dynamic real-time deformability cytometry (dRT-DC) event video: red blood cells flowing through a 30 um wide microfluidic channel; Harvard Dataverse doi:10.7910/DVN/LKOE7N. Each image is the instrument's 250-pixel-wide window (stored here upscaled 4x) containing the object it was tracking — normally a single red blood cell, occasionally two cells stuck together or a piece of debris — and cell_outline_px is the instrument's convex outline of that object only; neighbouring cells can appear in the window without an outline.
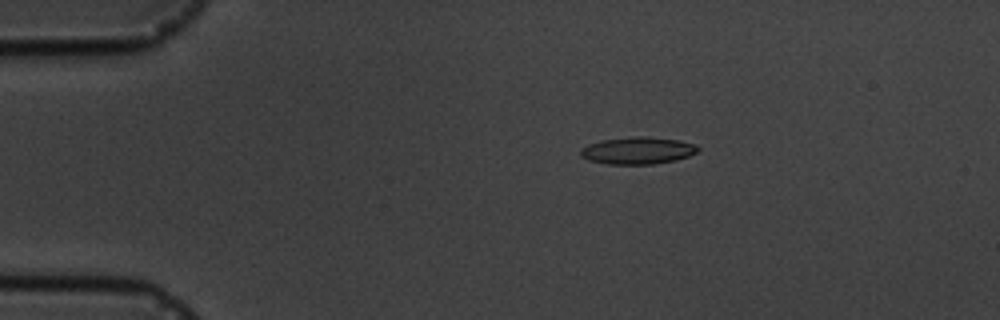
{"species": "common noctule bat (a hibernating species)", "species_latin": "Nyctalus noctula", "temperature_condition": "cold", "stored_images_in_passage": 4, "camera_frame_rate_fps": 3000, "um_per_image_px": 0.085, "animal": {"sex": "male", "body_mass_g": 19.5, "forearm_length_mm": 54.6}, "frame": {"image": 1, "passage_image": 2, "time_ms": 1.0, "image_size_px": [1000, 320], "cell_outline_px": [[700, 148], [696, 152], [688, 156], [676, 160], [652, 164], [608, 164], [588, 160], [580, 156], [580, 148], [588, 144], [600, 140], [632, 136], [644, 136], [680, 140], [696, 144]], "centroid_in_image_um": [54.18, 12.79], "position_along_channel_um": 30.8, "area_um2": 18.73}}
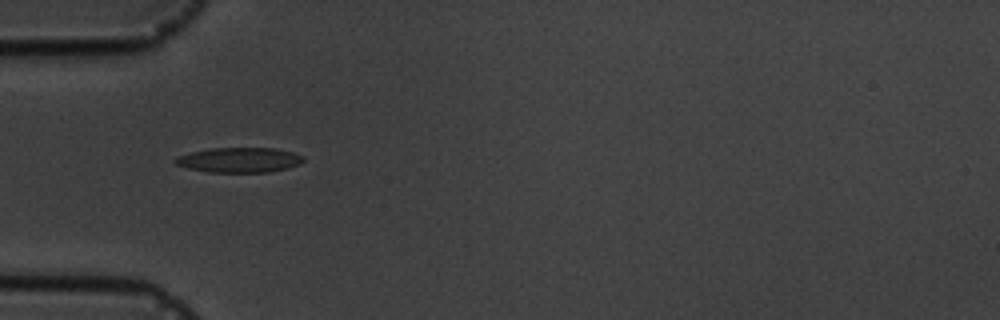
{"frame": {"image": 2, "passage_image": 3, "time_ms": 3.333, "image_size_px": [1000, 320], "cell_outline_px": [[304, 160], [300, 164], [288, 168], [268, 172], [208, 172], [188, 168], [176, 164], [172, 160], [176, 156], [208, 148], [276, 148], [292, 152], [304, 156]], "centroid_in_image_um": [20.34, 13.59], "position_along_channel_um": 64.7, "area_um2": 18.73}}
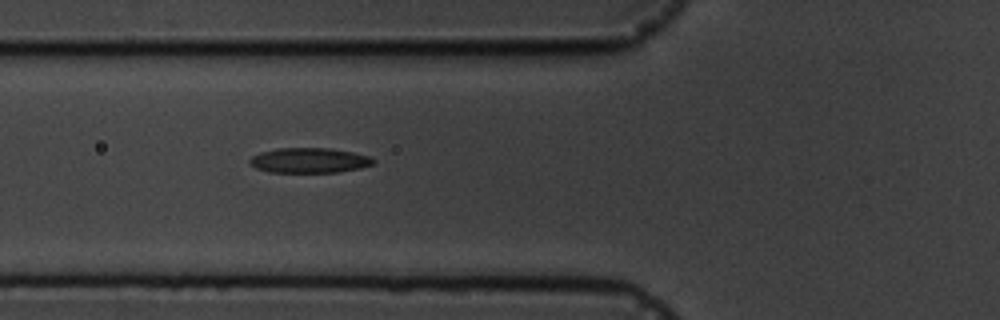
{"frame": {"image": 3, "passage_image": 4, "time_ms": 4.333, "image_size_px": [1000, 320], "cell_outline_px": [[376, 164], [360, 168], [340, 172], [268, 172], [256, 168], [248, 164], [248, 160], [252, 156], [260, 152], [280, 148], [332, 148], [372, 156], [376, 160]], "centroid_in_image_um": [26.32, 13.63], "position_along_channel_um": 99.5, "area_um2": 18.32}}